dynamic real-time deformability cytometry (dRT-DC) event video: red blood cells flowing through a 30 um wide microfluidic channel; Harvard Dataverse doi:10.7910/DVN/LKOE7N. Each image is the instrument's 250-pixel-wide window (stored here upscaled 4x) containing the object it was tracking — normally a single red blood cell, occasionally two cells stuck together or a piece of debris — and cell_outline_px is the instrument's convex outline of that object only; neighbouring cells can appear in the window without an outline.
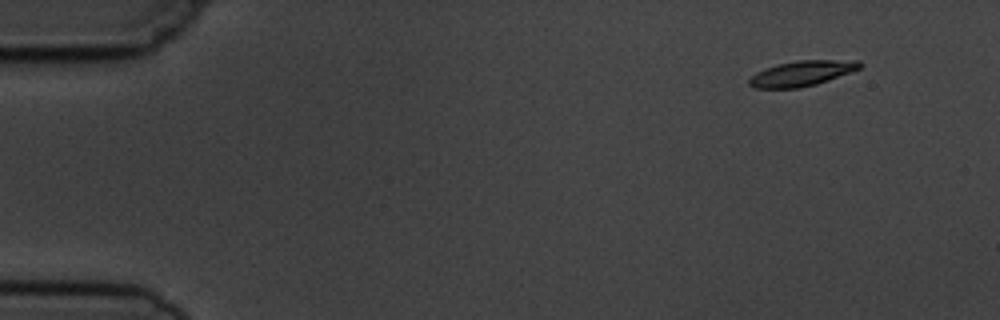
{"species": "common noctule bat (a hibernating species)", "species_latin": "Nyctalus noctula", "temperature_condition": "cold", "stored_images_in_passage": 7, "camera_frame_rate_fps": 3000, "um_per_image_px": 0.085, "animal": {"sex": "male", "body_mass_g": 19.5, "forearm_length_mm": 54.6}, "frame": {"image": 1, "passage_image": 1, "time_ms": 0.0, "image_size_px": [1000, 320], "cell_outline_px": [[864, 64], [860, 68], [828, 80], [816, 84], [800, 88], [756, 88], [748, 84], [748, 80], [756, 72], [764, 68], [776, 64], [796, 60], [860, 60]], "centroid_in_image_um": [68.15, 6.22], "position_along_channel_um": 16.9, "area_um2": 16.36}}
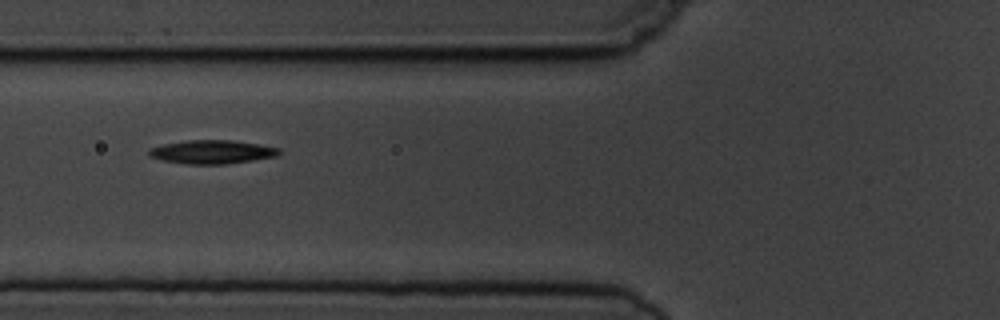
{"frame": {"image": 2, "passage_image": 5, "time_ms": 5.333, "image_size_px": [1000, 320], "cell_outline_px": [[280, 152], [276, 156], [252, 160], [224, 164], [188, 164], [160, 160], [148, 156], [148, 148], [164, 144], [188, 140], [232, 140], [260, 144], [280, 148]], "centroid_in_image_um": [17.99, 12.91], "position_along_channel_um": 107.8, "area_um2": 17.92}}
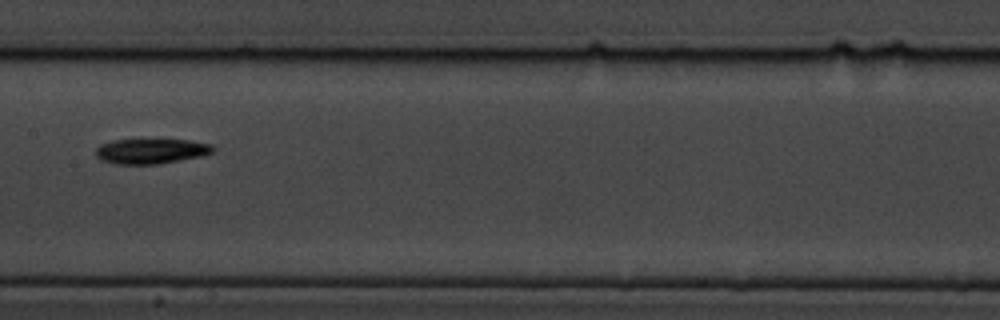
{"frame": {"image": 3, "passage_image": 7, "time_ms": 7.667, "image_size_px": [1000, 320], "cell_outline_px": [[216, 148], [212, 152], [200, 156], [180, 160], [156, 164], [116, 164], [104, 160], [96, 156], [96, 148], [100, 144], [112, 140], [188, 140], [212, 144]], "centroid_in_image_um": [12.84, 12.84], "position_along_channel_um": 194.6, "area_um2": 16.94}}